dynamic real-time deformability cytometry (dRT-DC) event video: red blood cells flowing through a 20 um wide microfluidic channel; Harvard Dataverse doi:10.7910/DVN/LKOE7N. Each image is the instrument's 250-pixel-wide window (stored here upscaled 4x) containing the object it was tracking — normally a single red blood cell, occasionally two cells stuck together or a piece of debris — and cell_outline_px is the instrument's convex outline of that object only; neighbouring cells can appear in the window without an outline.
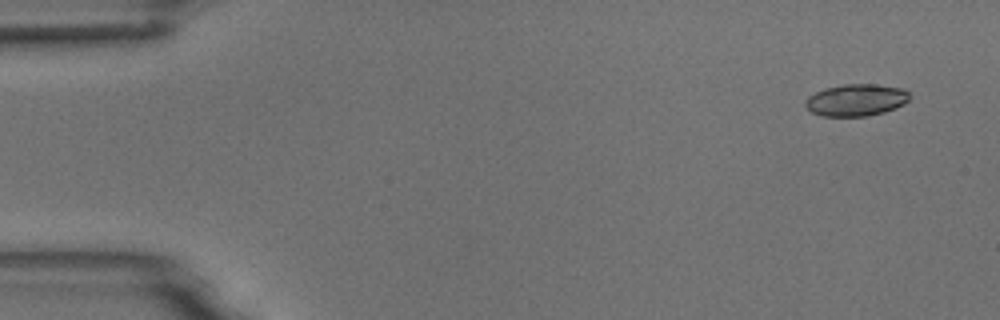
{"species": "common noctule bat (a hibernating species)", "species_latin": "Nyctalus noctula", "temperature_condition": "room temperature", "stored_images_in_passage": 5, "camera_frame_rate_fps": 3000, "um_per_image_px": 0.085, "animal": {"sex": "male", "body_mass_g": 18.8}, "frame": {"image": 1, "passage_image": 1, "time_ms": 0.0, "image_size_px": [1000, 320], "cell_outline_px": [[908, 100], [904, 104], [884, 112], [868, 116], [820, 116], [812, 112], [804, 104], [804, 100], [808, 96], [824, 88], [844, 84], [872, 84], [904, 88], [908, 92]], "centroid_in_image_um": [72.74, 8.5], "position_along_channel_um": 12.3, "area_um2": 19.42}}